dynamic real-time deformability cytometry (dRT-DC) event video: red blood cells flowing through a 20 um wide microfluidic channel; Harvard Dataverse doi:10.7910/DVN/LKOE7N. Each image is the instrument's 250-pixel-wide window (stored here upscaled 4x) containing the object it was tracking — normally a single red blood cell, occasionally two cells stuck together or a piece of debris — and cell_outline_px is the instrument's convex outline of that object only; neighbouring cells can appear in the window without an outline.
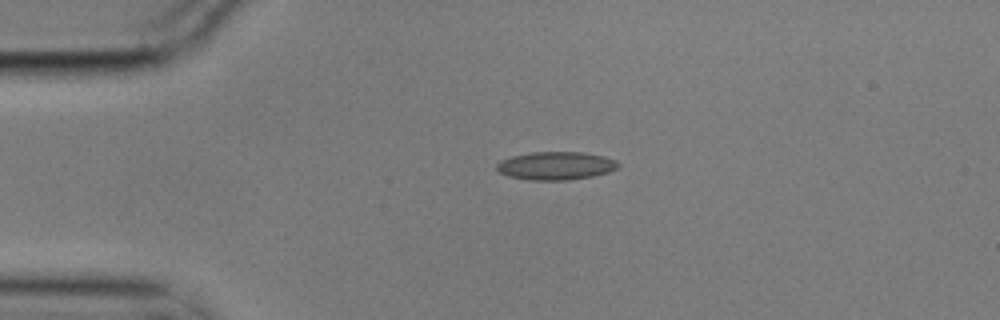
{"species": "common noctule bat (a hibernating species)", "species_latin": "Nyctalus noctula", "temperature_condition": "cold", "stored_images_in_passage": 4, "camera_frame_rate_fps": 3000, "um_per_image_px": 0.085, "animal": {"sex": "male", "body_mass_g": 17.9}, "frame": {"image": 1, "passage_image": 4, "time_ms": 1.0, "image_size_px": [1000, 320], "cell_outline_px": [[620, 164], [616, 168], [608, 172], [592, 176], [568, 180], [532, 180], [508, 176], [500, 172], [496, 168], [496, 164], [500, 160], [512, 156], [532, 152], [584, 152], [604, 156], [616, 160]], "centroid_in_image_um": [47.24, 14.08], "position_along_channel_um": 37.8, "area_um2": 19.88}}